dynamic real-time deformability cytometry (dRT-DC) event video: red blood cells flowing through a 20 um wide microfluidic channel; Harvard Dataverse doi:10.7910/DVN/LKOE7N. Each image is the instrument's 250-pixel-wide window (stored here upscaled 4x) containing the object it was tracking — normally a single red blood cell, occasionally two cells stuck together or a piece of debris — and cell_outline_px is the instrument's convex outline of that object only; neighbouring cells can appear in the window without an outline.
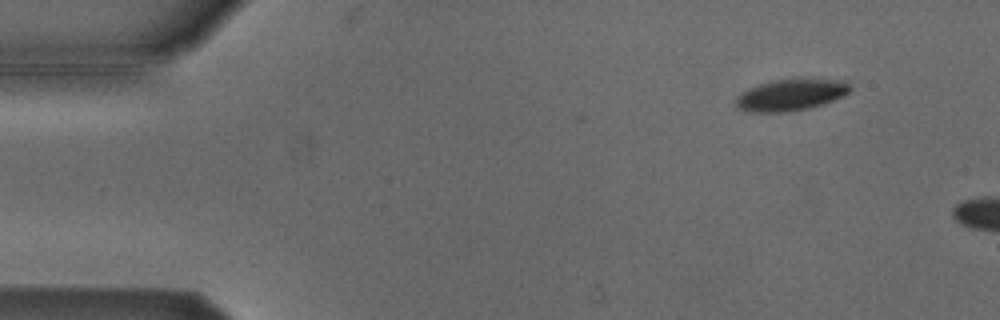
{"species": "Egyptian fruit bat (a non-hibernating species)", "species_latin": "Rousettus aegyptiacus", "temperature_condition": "cold", "stored_images_in_passage": 3, "camera_frame_rate_fps": 3000, "um_per_image_px": 0.085, "animal": {"sex": "male"}, "frame": {"image": 1, "passage_image": 2, "time_ms": 0.333, "image_size_px": [1000, 320], "cell_outline_px": [[852, 88], [848, 92], [832, 100], [808, 108], [780, 112], [752, 112], [740, 108], [736, 104], [736, 96], [748, 88], [772, 80], [796, 76], [812, 76], [844, 80]], "centroid_in_image_um": [67.25, 7.98], "position_along_channel_um": 17.7, "area_um2": 21.5}}